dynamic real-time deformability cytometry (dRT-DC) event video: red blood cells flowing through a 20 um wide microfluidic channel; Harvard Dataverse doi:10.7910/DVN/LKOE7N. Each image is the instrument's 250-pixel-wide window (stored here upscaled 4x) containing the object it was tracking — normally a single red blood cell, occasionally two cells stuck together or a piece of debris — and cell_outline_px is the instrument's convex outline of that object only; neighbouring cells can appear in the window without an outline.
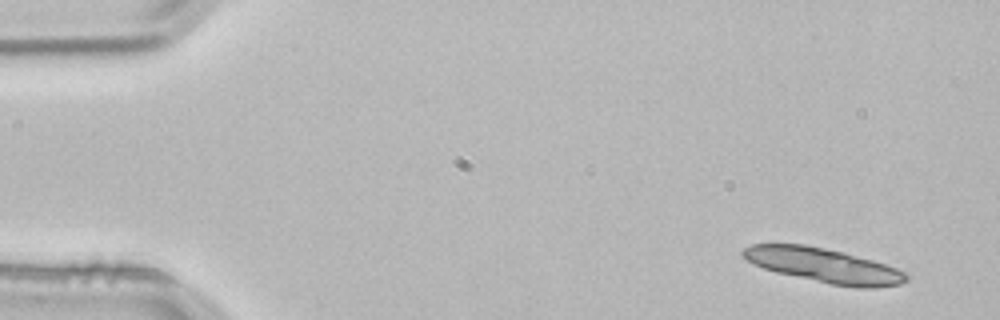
{"species": "common noctule bat (a hibernating species)", "species_latin": "Nyctalus noctula", "temperature_condition": "room temperature", "stored_images_in_passage": 2, "camera_frame_rate_fps": 3000, "um_per_image_px": 0.085, "animal": {"sex": "male", "body_mass_g": 21.5, "forearm_length_mm": 52.0}, "frame": {"image": 1, "passage_image": 2, "time_ms": 0.333, "image_size_px": [1000, 320], "cell_outline_px": [[908, 280], [900, 284], [876, 288], [856, 288], [832, 284], [776, 272], [764, 268], [748, 260], [740, 252], [744, 248], [752, 244], [804, 244], [844, 252], [872, 260], [896, 268], [904, 272], [908, 276]], "centroid_in_image_um": [70.05, 22.56], "position_along_channel_um": 15.0, "area_um2": 32.43}}